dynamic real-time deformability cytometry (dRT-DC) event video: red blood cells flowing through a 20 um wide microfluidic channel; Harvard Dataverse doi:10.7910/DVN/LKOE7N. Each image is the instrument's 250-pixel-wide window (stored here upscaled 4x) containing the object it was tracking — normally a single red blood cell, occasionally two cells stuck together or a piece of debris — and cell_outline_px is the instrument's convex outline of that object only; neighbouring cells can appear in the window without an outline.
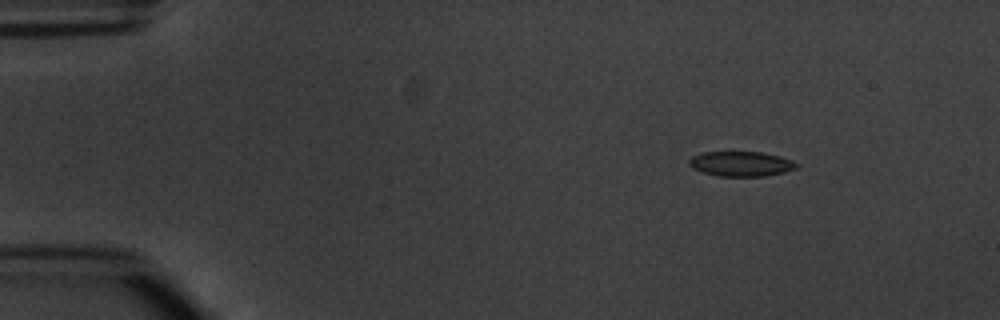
{"species": "common noctule bat (a hibernating species)", "species_latin": "Nyctalus noctula", "temperature_condition": "warm", "stored_images_in_passage": 9, "camera_frame_rate_fps": 3000, "um_per_image_px": 0.085, "animal": {"sex": "male", "body_mass_g": 20.1, "forearm_length_mm": 53.5}, "frame": {"image": 1, "passage_image": 2, "time_ms": 2.0, "image_size_px": [1000, 320], "cell_outline_px": [[800, 164], [796, 168], [784, 172], [764, 176], [720, 176], [704, 172], [692, 168], [688, 164], [688, 160], [692, 156], [704, 152], [760, 152], [780, 156], [792, 160]], "centroid_in_image_um": [63.0, 13.92], "position_along_channel_um": 22.0, "area_um2": 15.55}}
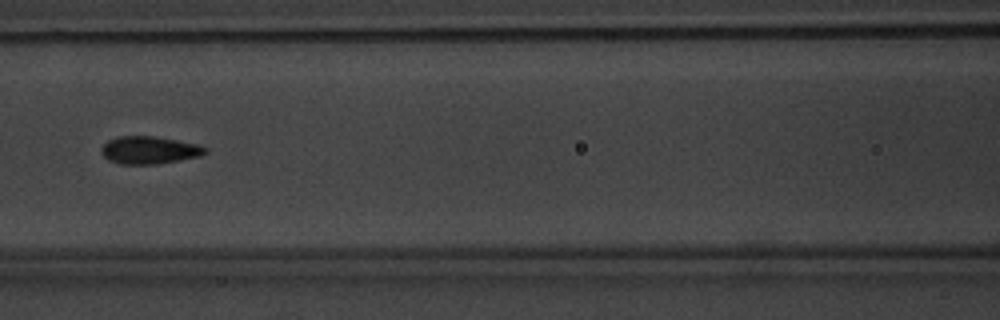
{"frame": {"image": 2, "passage_image": 7, "time_ms": 7.667, "image_size_px": [1000, 320], "cell_outline_px": [[208, 152], [200, 156], [156, 164], [120, 164], [108, 160], [100, 152], [100, 148], [108, 140], [116, 136], [156, 136], [200, 144], [208, 148]], "centroid_in_image_um": [12.7, 12.75], "position_along_channel_um": 153.9, "area_um2": 16.94}}
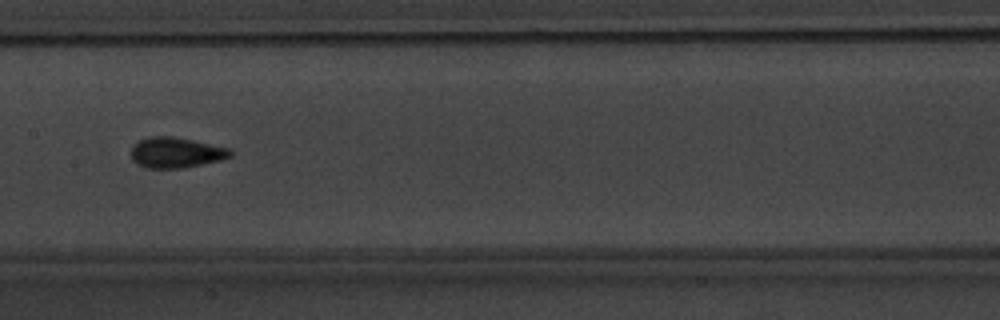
{"frame": {"image": 3, "passage_image": 8, "time_ms": 8.667, "image_size_px": [1000, 320], "cell_outline_px": [[232, 156], [220, 160], [184, 168], [144, 168], [136, 164], [132, 160], [132, 144], [148, 136], [172, 136], [192, 140], [228, 148], [232, 152]], "centroid_in_image_um": [14.91, 12.97], "position_along_channel_um": 192.5, "area_um2": 17.69}}